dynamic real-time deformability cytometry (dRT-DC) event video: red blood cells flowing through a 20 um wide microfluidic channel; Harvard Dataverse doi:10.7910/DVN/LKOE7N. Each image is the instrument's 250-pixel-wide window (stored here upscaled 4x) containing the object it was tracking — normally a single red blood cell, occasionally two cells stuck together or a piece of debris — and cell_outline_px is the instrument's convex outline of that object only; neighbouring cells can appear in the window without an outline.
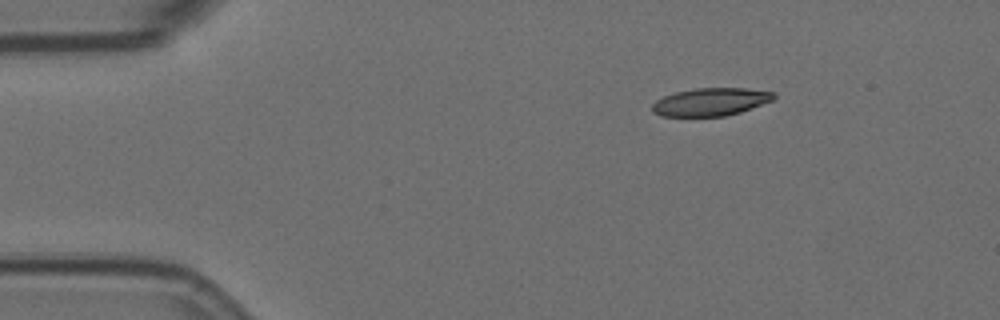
{"species": "Egyptian fruit bat (a non-hibernating species)", "species_latin": "Rousettus aegyptiacus", "temperature_condition": "room temperature", "stored_images_in_passage": 2, "camera_frame_rate_fps": 3000, "um_per_image_px": 0.085, "animal": {"sex": "female"}, "frame": {"image": 1, "passage_image": 2, "time_ms": 0.333, "image_size_px": [1000, 320], "cell_outline_px": [[776, 100], [740, 112], [724, 116], [660, 116], [652, 112], [652, 104], [656, 100], [664, 96], [676, 92], [696, 88], [748, 88], [776, 92]], "centroid_in_image_um": [60.46, 8.65], "position_along_channel_um": 24.5, "area_um2": 19.94}}